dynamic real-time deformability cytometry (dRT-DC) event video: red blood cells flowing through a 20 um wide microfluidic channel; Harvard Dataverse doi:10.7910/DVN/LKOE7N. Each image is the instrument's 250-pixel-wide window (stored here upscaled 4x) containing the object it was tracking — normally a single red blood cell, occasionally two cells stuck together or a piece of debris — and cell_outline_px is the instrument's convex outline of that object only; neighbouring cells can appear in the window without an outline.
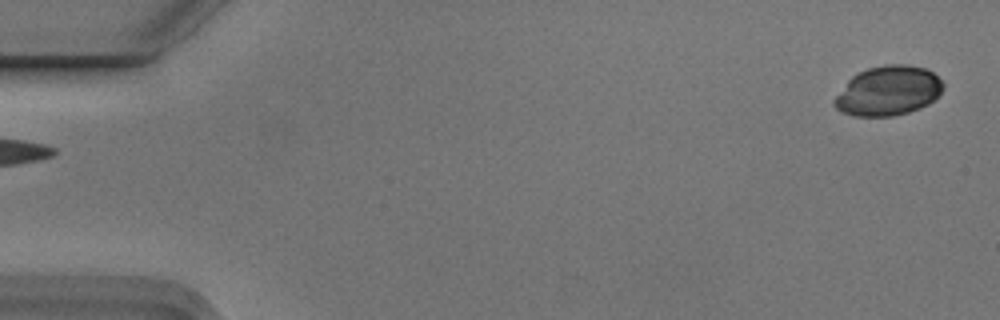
{"species": "Egyptian fruit bat (a non-hibernating species)", "species_latin": "Rousettus aegyptiacus", "temperature_condition": "cold", "stored_images_in_passage": 3, "segment_of_instrument_passage": [2, 2], "camera_frame_rate_fps": 3000, "um_per_image_px": 0.085, "animal": {"sex": "male"}, "frame": {"image": 1, "passage_image": 3, "time_ms": 0.667, "image_size_px": [1000, 320], "cell_outline_px": [[944, 88], [928, 104], [920, 108], [908, 112], [892, 116], [856, 116], [840, 112], [832, 104], [832, 100], [848, 80], [852, 76], [868, 68], [884, 64], [908, 64], [924, 68], [932, 72], [944, 84]], "centroid_in_image_um": [75.46, 7.72], "position_along_channel_um": 9.5, "area_um2": 31.39}}